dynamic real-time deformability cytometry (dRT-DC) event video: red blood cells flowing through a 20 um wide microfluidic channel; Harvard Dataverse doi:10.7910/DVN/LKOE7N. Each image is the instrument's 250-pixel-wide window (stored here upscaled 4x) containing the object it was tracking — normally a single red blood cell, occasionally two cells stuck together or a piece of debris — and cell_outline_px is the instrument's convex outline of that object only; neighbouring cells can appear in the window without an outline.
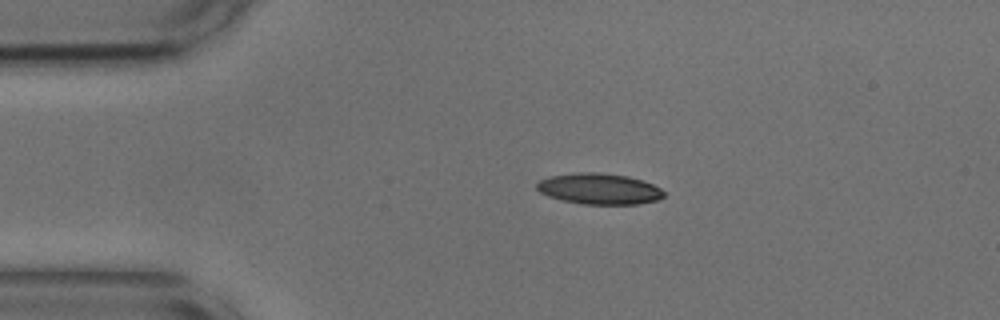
{"species": "common noctule bat (a hibernating species)", "species_latin": "Nyctalus noctula", "temperature_condition": "cold", "stored_images_in_passage": 45, "camera_frame_rate_fps": 3000, "um_per_image_px": 0.085, "animal": {"sex": "male", "body_mass_g": 17.9, "forearm_length_mm": 54.2}, "frame": {"image": 1, "passage_image": 1, "time_ms": 0.0, "image_size_px": [1000, 320], "cell_outline_px": [[664, 196], [656, 200], [636, 204], [584, 204], [564, 200], [548, 196], [540, 192], [536, 188], [536, 184], [540, 180], [552, 176], [580, 172], [596, 172], [628, 176], [644, 180], [660, 188], [664, 192]], "centroid_in_image_um": [50.94, 16.04], "position_along_channel_um": 34.1, "area_um2": 22.72}}
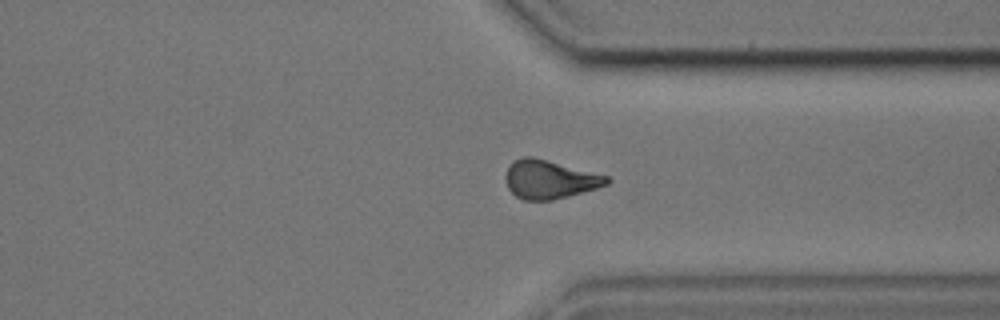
{"frame": {"image": 2, "passage_image": 31, "time_ms": 10.0, "image_size_px": [1000, 320], "cell_outline_px": [[612, 180], [608, 184], [596, 188], [568, 196], [552, 200], [524, 200], [516, 196], [508, 188], [504, 180], [504, 176], [508, 168], [516, 160], [524, 156], [532, 156], [608, 176]], "centroid_in_image_um": [46.7, 15.25], "position_along_channel_um": 364.7, "area_um2": 22.54}}
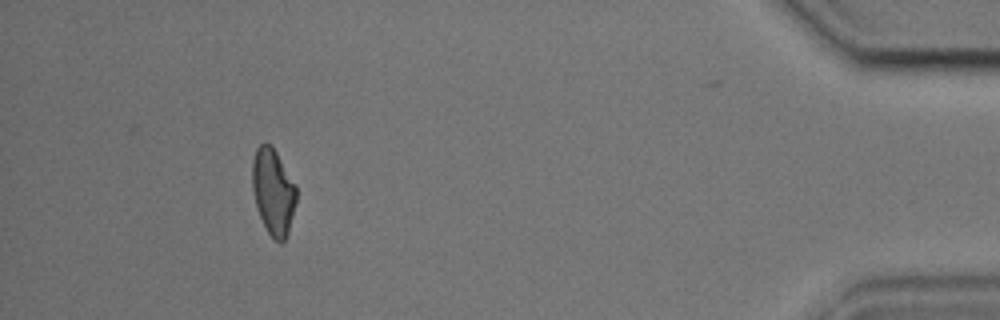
{"frame": {"image": 3, "passage_image": 40, "time_ms": 13.0, "image_size_px": [1000, 320], "cell_outline_px": [[296, 204], [288, 232], [284, 240], [280, 244], [268, 232], [260, 216], [256, 204], [252, 188], [252, 160], [256, 148], [264, 140], [272, 144], [296, 184]], "centroid_in_image_um": [23.22, 16.22], "position_along_channel_um": 412.0, "area_um2": 22.31}, "authors_computed_cell_mechanics": {"area_um2": 22.7732, "velocity_mm_per_s": 3.6615, "shape_relaxation_time_tau1_ms": 4.8549, "shape_relaxation_time_tau2_ms": 4.8192, "deformation_change_tau1": 0.1284, "deformation_change_tau2": 0.1277}}